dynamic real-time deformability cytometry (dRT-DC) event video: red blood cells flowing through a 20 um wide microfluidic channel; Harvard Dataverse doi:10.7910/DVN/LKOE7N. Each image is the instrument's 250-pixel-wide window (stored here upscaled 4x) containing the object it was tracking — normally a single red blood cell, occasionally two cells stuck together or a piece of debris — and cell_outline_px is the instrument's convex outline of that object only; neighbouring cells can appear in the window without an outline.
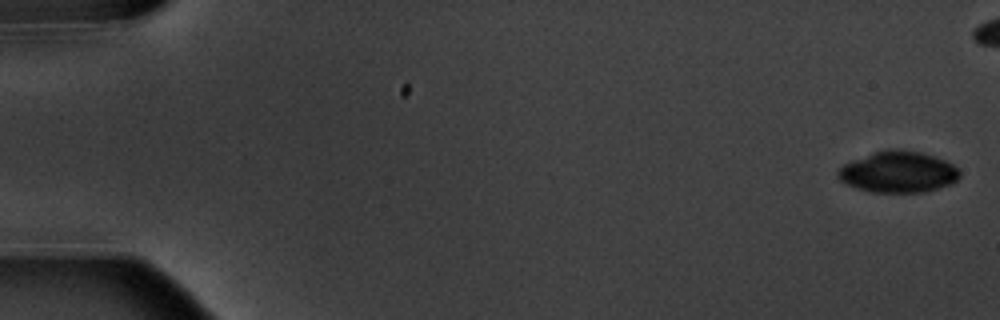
{"species": "common noctule bat (a hibernating species)", "species_latin": "Nyctalus noctula", "temperature_condition": "warm", "stored_images_in_passage": 7, "camera_frame_rate_fps": 3000, "um_per_image_px": 0.085, "animal": {"sex": "male", "body_mass_g": 20.1, "forearm_length_mm": 53.5}, "frame": {"image": 1, "passage_image": 1, "time_ms": 0.0, "image_size_px": [1000, 320], "cell_outline_px": [[960, 176], [952, 184], [924, 192], [868, 192], [856, 188], [840, 180], [840, 168], [844, 164], [876, 152], [888, 148], [896, 148], [920, 152], [936, 156], [952, 164], [960, 172]], "centroid_in_image_um": [76.4, 14.62], "position_along_channel_um": 8.6, "area_um2": 28.96}}